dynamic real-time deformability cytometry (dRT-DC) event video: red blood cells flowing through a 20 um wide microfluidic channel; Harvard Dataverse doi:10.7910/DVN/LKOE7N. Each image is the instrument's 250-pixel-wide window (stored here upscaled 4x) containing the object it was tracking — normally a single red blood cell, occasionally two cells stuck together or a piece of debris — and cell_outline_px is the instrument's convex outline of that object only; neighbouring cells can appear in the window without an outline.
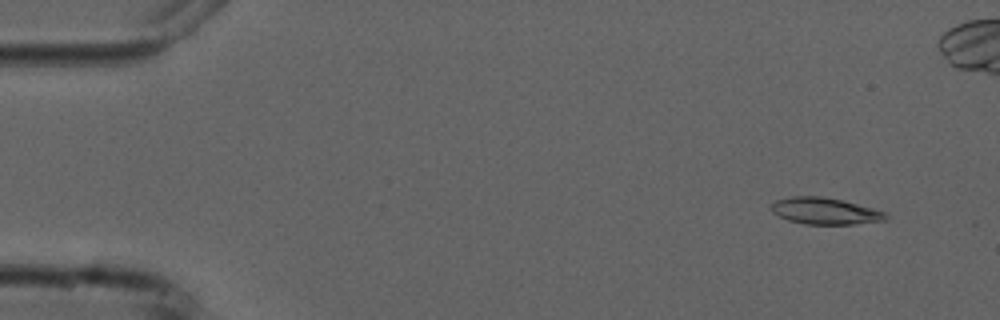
{"species": "common noctule bat (a hibernating species)", "species_latin": "Nyctalus noctula", "temperature_condition": "cold", "stored_images_in_passage": 5, "camera_frame_rate_fps": 3000, "um_per_image_px": 0.085, "animal": {"sex": "male", "forearm_length_mm": 52.5}, "frame": {"image": 1, "passage_image": 2, "time_ms": 1.0, "image_size_px": [1000, 320], "cell_outline_px": [[888, 220], [852, 224], [804, 224], [788, 220], [772, 212], [772, 204], [776, 200], [792, 196], [820, 196], [840, 200], [872, 208], [884, 212], [888, 216]], "centroid_in_image_um": [70.12, 17.94], "position_along_channel_um": 14.9, "area_um2": 17.51}}